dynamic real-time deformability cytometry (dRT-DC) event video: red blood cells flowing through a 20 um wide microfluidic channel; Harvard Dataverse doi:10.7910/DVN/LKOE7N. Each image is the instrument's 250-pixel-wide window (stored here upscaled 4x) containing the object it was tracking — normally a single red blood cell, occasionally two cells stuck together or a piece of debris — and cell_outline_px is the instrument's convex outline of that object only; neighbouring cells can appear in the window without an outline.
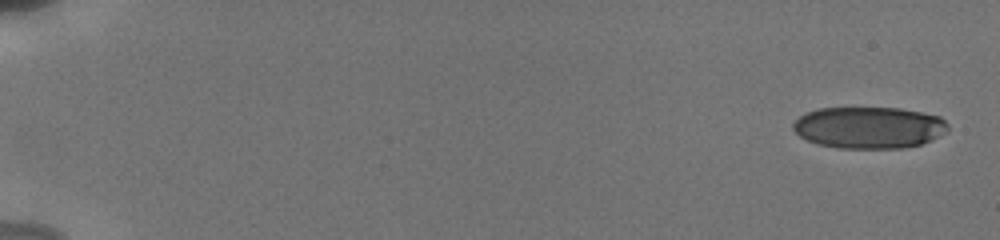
{"species": "human", "species_latin": "Homo sapiens", "temperature_condition": "cold", "stored_images_in_passage": 10, "camera_frame_rate_fps": 3000, "um_per_image_px": 0.085, "donor": {"sex": "male"}, "frame": {"image": 1, "passage_image": 1, "time_ms": 0.0, "image_size_px": [1000, 240], "cell_outline_px": [[948, 132], [932, 140], [920, 144], [900, 148], [840, 148], [816, 144], [800, 136], [792, 128], [792, 124], [800, 116], [816, 108], [900, 108], [940, 116], [948, 124]], "centroid_in_image_um": [73.88, 10.84], "position_along_channel_um": 11.1, "area_um2": 37.69}}
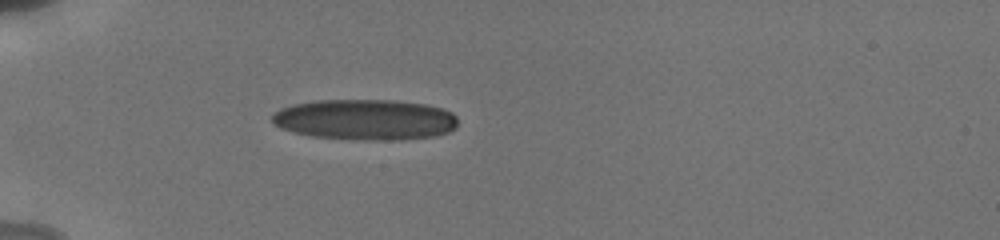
{"frame": {"image": 2, "passage_image": 9, "time_ms": 5.333, "image_size_px": [1000, 240], "cell_outline_px": [[456, 128], [448, 132], [436, 136], [400, 140], [368, 140], [312, 136], [280, 128], [272, 124], [272, 112], [280, 108], [292, 104], [316, 100], [392, 100], [428, 104], [452, 112], [456, 116]], "centroid_in_image_um": [31.03, 10.16], "position_along_channel_um": 54.0, "area_um2": 44.33}}